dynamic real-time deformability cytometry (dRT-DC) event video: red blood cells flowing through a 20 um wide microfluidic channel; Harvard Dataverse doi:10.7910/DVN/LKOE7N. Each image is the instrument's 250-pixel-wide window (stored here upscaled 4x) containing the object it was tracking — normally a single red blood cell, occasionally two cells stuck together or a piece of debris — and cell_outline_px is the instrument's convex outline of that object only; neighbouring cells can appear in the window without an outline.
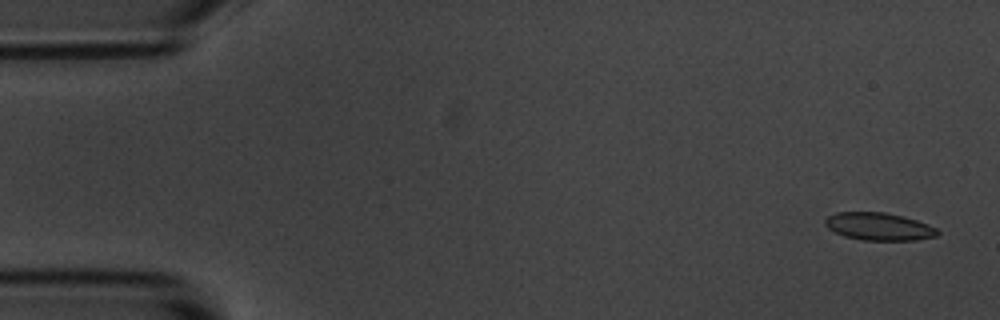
{"species": "common noctule bat (a hibernating species)", "species_latin": "Nyctalus noctula", "temperature_condition": "room temperature", "stored_images_in_passage": 6, "camera_frame_rate_fps": 3000, "um_per_image_px": 0.085, "animal": {"sex": "male", "body_mass_g": 20.1, "forearm_length_mm": 53.5}, "frame": {"image": 1, "passage_image": 1, "time_ms": 0.0, "image_size_px": [1000, 320], "cell_outline_px": [[940, 232], [936, 236], [916, 240], [864, 240], [844, 236], [828, 228], [824, 224], [824, 220], [828, 216], [836, 212], [884, 212], [904, 216], [928, 224], [936, 228]], "centroid_in_image_um": [74.71, 19.25], "position_along_channel_um": 10.3, "area_um2": 18.09}}
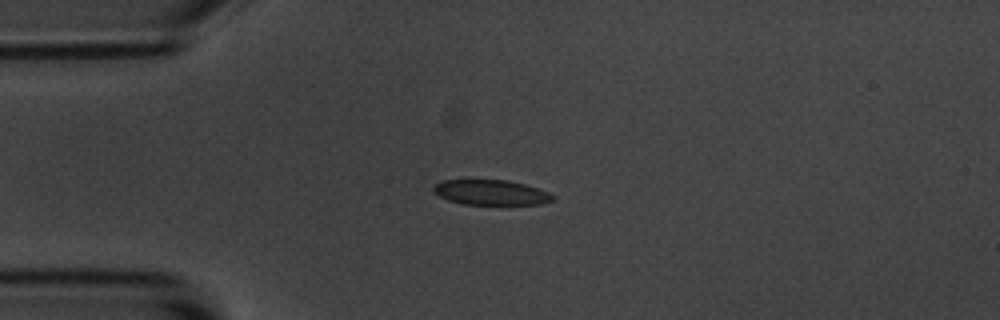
{"frame": {"image": 2, "passage_image": 4, "time_ms": 3.667, "image_size_px": [1000, 320], "cell_outline_px": [[556, 196], [552, 200], [540, 204], [464, 204], [448, 200], [432, 192], [432, 188], [440, 180], [468, 176], [508, 180], [524, 184], [548, 192]], "centroid_in_image_um": [41.61, 16.29], "position_along_channel_um": 43.4, "area_um2": 18.32}}